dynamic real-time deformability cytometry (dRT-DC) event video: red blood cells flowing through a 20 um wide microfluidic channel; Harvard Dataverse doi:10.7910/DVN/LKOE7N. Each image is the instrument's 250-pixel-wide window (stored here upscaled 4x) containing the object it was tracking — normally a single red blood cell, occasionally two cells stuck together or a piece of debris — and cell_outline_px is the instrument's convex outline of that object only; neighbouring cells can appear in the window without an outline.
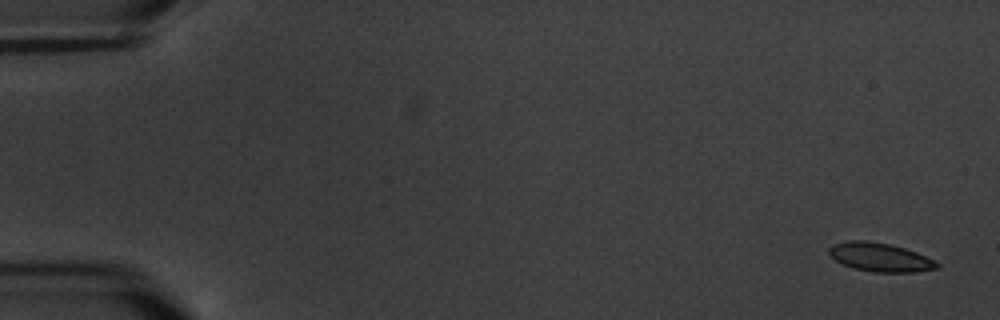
{"species": "common noctule bat (a hibernating species)", "species_latin": "Nyctalus noctula", "temperature_condition": "warm", "stored_images_in_passage": 7, "camera_frame_rate_fps": 3000, "um_per_image_px": 0.085, "animal": {"sex": "male", "body_mass_g": 20.1, "forearm_length_mm": 53.5}, "frame": {"image": 1, "passage_image": 1, "time_ms": 0.0, "image_size_px": [1000, 320], "cell_outline_px": [[940, 268], [916, 272], [876, 272], [852, 268], [836, 260], [828, 252], [828, 248], [832, 244], [848, 240], [868, 240], [888, 244], [904, 248], [916, 252], [940, 264]], "centroid_in_image_um": [74.79, 21.86], "position_along_channel_um": 10.2, "area_um2": 17.98}}
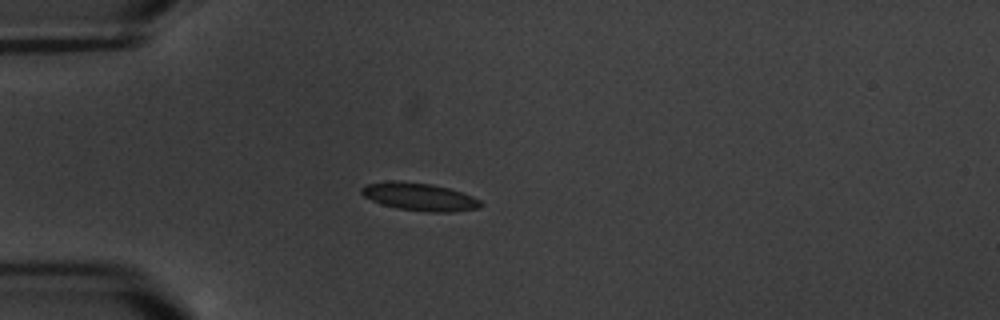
{"frame": {"image": 2, "passage_image": 5, "time_ms": 5.0, "image_size_px": [1000, 320], "cell_outline_px": [[484, 204], [480, 208], [452, 212], [428, 212], [396, 208], [380, 204], [364, 196], [360, 192], [360, 188], [364, 184], [392, 180], [396, 180], [432, 184], [448, 188], [472, 196], [480, 200]], "centroid_in_image_um": [35.63, 16.72], "position_along_channel_um": 49.4, "area_um2": 19.48}}